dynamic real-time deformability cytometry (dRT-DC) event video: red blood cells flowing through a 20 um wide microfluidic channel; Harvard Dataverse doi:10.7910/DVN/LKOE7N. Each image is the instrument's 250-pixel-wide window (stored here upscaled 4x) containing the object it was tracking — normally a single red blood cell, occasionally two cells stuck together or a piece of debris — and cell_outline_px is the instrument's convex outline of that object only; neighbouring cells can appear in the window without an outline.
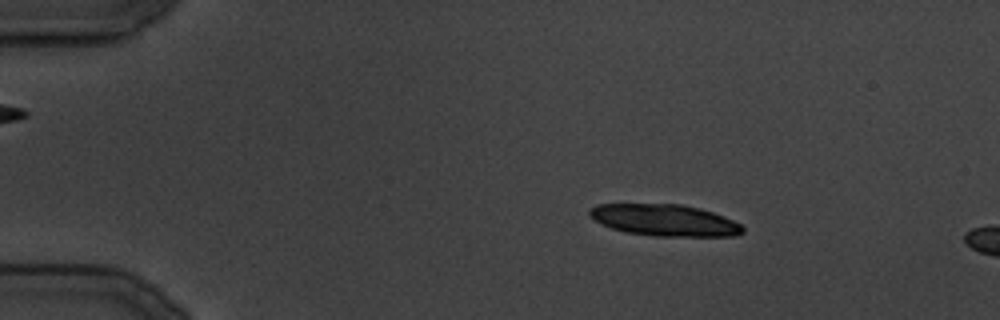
{"species": "common noctule bat (a hibernating species)", "species_latin": "Nyctalus noctula", "temperature_condition": "cold", "stored_images_in_passage": 5, "camera_frame_rate_fps": 3000, "um_per_image_px": 0.085, "animal": {"sex": "male", "body_mass_g": 19.5, "forearm_length_mm": 54.6}, "frame": {"image": 1, "passage_image": 2, "time_ms": 1.0, "image_size_px": [1000, 320], "cell_outline_px": [[744, 232], [736, 236], [656, 236], [624, 232], [600, 224], [588, 212], [596, 204], [680, 204], [700, 208], [724, 216], [740, 224], [744, 228]], "centroid_in_image_um": [56.51, 18.72], "position_along_channel_um": 28.5, "area_um2": 28.15}}